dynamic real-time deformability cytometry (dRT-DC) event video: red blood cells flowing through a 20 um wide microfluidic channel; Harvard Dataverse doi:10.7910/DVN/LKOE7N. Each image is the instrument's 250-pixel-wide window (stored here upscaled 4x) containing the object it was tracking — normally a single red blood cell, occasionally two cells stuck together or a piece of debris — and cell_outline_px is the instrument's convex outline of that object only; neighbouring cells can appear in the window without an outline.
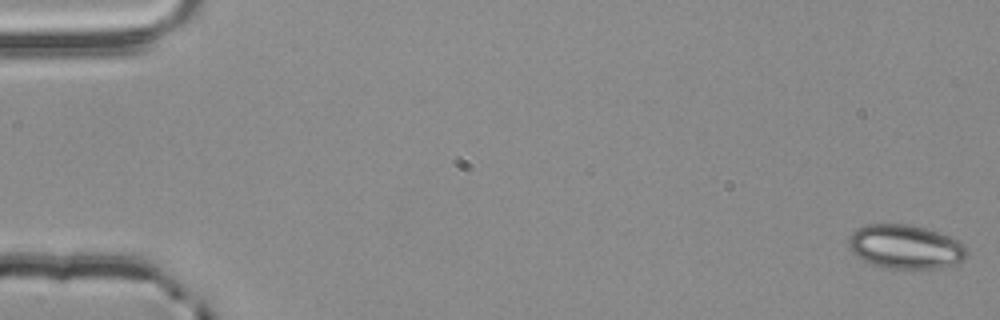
{"species": "common noctule bat (a hibernating species)", "species_latin": "Nyctalus noctula", "temperature_condition": "room temperature", "stored_images_in_passage": 4, "camera_frame_rate_fps": 3000, "um_per_image_px": 0.085, "animal": {"sex": "male", "body_mass_g": 20.4}, "frame": {"image": 1, "passage_image": 1, "time_ms": 0.0, "image_size_px": [1000, 320], "cell_outline_px": [[968, 256], [964, 260], [952, 264], [936, 268], [912, 272], [880, 268], [856, 256], [852, 252], [848, 244], [848, 240], [852, 232], [868, 224], [912, 224], [948, 236], [964, 244], [968, 248]], "centroid_in_image_um": [76.97, 21.03], "position_along_channel_um": 8.0, "area_um2": 31.04}}